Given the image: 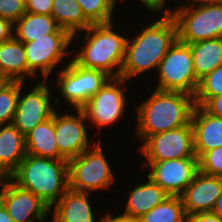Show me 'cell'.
<instances>
[{
	"instance_id": "obj_1",
	"label": "cell",
	"mask_w": 222,
	"mask_h": 222,
	"mask_svg": "<svg viewBox=\"0 0 222 222\" xmlns=\"http://www.w3.org/2000/svg\"><path fill=\"white\" fill-rule=\"evenodd\" d=\"M161 17L146 26L137 37L132 40L127 38L121 78L129 81L148 70L158 68L162 58L178 39L174 17Z\"/></svg>"
},
{
	"instance_id": "obj_2",
	"label": "cell",
	"mask_w": 222,
	"mask_h": 222,
	"mask_svg": "<svg viewBox=\"0 0 222 222\" xmlns=\"http://www.w3.org/2000/svg\"><path fill=\"white\" fill-rule=\"evenodd\" d=\"M194 107L192 95L155 89L136 109V136L145 140L148 136L185 126L191 122Z\"/></svg>"
},
{
	"instance_id": "obj_3",
	"label": "cell",
	"mask_w": 222,
	"mask_h": 222,
	"mask_svg": "<svg viewBox=\"0 0 222 222\" xmlns=\"http://www.w3.org/2000/svg\"><path fill=\"white\" fill-rule=\"evenodd\" d=\"M9 179L51 209L69 189L68 161L26 155Z\"/></svg>"
},
{
	"instance_id": "obj_4",
	"label": "cell",
	"mask_w": 222,
	"mask_h": 222,
	"mask_svg": "<svg viewBox=\"0 0 222 222\" xmlns=\"http://www.w3.org/2000/svg\"><path fill=\"white\" fill-rule=\"evenodd\" d=\"M112 26L111 22L90 25L85 30L84 47L72 60L79 66L103 71L111 78L120 77L127 38L112 31ZM115 67L118 69L114 72Z\"/></svg>"
},
{
	"instance_id": "obj_5",
	"label": "cell",
	"mask_w": 222,
	"mask_h": 222,
	"mask_svg": "<svg viewBox=\"0 0 222 222\" xmlns=\"http://www.w3.org/2000/svg\"><path fill=\"white\" fill-rule=\"evenodd\" d=\"M162 16L174 17L178 40L182 43L222 38V3L174 10L167 8Z\"/></svg>"
},
{
	"instance_id": "obj_6",
	"label": "cell",
	"mask_w": 222,
	"mask_h": 222,
	"mask_svg": "<svg viewBox=\"0 0 222 222\" xmlns=\"http://www.w3.org/2000/svg\"><path fill=\"white\" fill-rule=\"evenodd\" d=\"M100 141L68 161L69 189L90 193L108 189L114 181V174L102 151Z\"/></svg>"
},
{
	"instance_id": "obj_7",
	"label": "cell",
	"mask_w": 222,
	"mask_h": 222,
	"mask_svg": "<svg viewBox=\"0 0 222 222\" xmlns=\"http://www.w3.org/2000/svg\"><path fill=\"white\" fill-rule=\"evenodd\" d=\"M157 69L160 75L157 90L195 95L199 80L195 75L189 44L177 39L162 58Z\"/></svg>"
},
{
	"instance_id": "obj_8",
	"label": "cell",
	"mask_w": 222,
	"mask_h": 222,
	"mask_svg": "<svg viewBox=\"0 0 222 222\" xmlns=\"http://www.w3.org/2000/svg\"><path fill=\"white\" fill-rule=\"evenodd\" d=\"M60 72V94L75 109H81L111 78L103 71L79 66L72 58Z\"/></svg>"
},
{
	"instance_id": "obj_9",
	"label": "cell",
	"mask_w": 222,
	"mask_h": 222,
	"mask_svg": "<svg viewBox=\"0 0 222 222\" xmlns=\"http://www.w3.org/2000/svg\"><path fill=\"white\" fill-rule=\"evenodd\" d=\"M143 142L139 150L146 156L147 162L197 158L191 122L170 131L148 136Z\"/></svg>"
},
{
	"instance_id": "obj_10",
	"label": "cell",
	"mask_w": 222,
	"mask_h": 222,
	"mask_svg": "<svg viewBox=\"0 0 222 222\" xmlns=\"http://www.w3.org/2000/svg\"><path fill=\"white\" fill-rule=\"evenodd\" d=\"M126 80L121 77L110 78L105 85L80 109L86 120L90 119L100 129L120 120L127 103L120 88Z\"/></svg>"
},
{
	"instance_id": "obj_11",
	"label": "cell",
	"mask_w": 222,
	"mask_h": 222,
	"mask_svg": "<svg viewBox=\"0 0 222 222\" xmlns=\"http://www.w3.org/2000/svg\"><path fill=\"white\" fill-rule=\"evenodd\" d=\"M71 41L72 36L69 33H53L23 43L28 64V75L36 78L37 70L41 69V75L45 81L55 65L68 54L66 49Z\"/></svg>"
},
{
	"instance_id": "obj_12",
	"label": "cell",
	"mask_w": 222,
	"mask_h": 222,
	"mask_svg": "<svg viewBox=\"0 0 222 222\" xmlns=\"http://www.w3.org/2000/svg\"><path fill=\"white\" fill-rule=\"evenodd\" d=\"M23 84L20 81L18 104L12 124L25 136L36 125L50 119L56 109L51 106L52 95L45 82L39 81L37 87L21 97Z\"/></svg>"
},
{
	"instance_id": "obj_13",
	"label": "cell",
	"mask_w": 222,
	"mask_h": 222,
	"mask_svg": "<svg viewBox=\"0 0 222 222\" xmlns=\"http://www.w3.org/2000/svg\"><path fill=\"white\" fill-rule=\"evenodd\" d=\"M142 163L148 166L149 177L170 196H181L199 171L198 158H183Z\"/></svg>"
},
{
	"instance_id": "obj_14",
	"label": "cell",
	"mask_w": 222,
	"mask_h": 222,
	"mask_svg": "<svg viewBox=\"0 0 222 222\" xmlns=\"http://www.w3.org/2000/svg\"><path fill=\"white\" fill-rule=\"evenodd\" d=\"M0 202L14 222H42L51 210L38 196L9 178L0 179Z\"/></svg>"
},
{
	"instance_id": "obj_15",
	"label": "cell",
	"mask_w": 222,
	"mask_h": 222,
	"mask_svg": "<svg viewBox=\"0 0 222 222\" xmlns=\"http://www.w3.org/2000/svg\"><path fill=\"white\" fill-rule=\"evenodd\" d=\"M77 115L70 112L59 116L54 112L55 139L59 154L67 161L75 158L83 151L87 150L89 145L87 132L84 125L86 119L80 109H75Z\"/></svg>"
},
{
	"instance_id": "obj_16",
	"label": "cell",
	"mask_w": 222,
	"mask_h": 222,
	"mask_svg": "<svg viewBox=\"0 0 222 222\" xmlns=\"http://www.w3.org/2000/svg\"><path fill=\"white\" fill-rule=\"evenodd\" d=\"M221 188V177L207 175L198 171L193 181L180 196L185 213L212 212Z\"/></svg>"
},
{
	"instance_id": "obj_17",
	"label": "cell",
	"mask_w": 222,
	"mask_h": 222,
	"mask_svg": "<svg viewBox=\"0 0 222 222\" xmlns=\"http://www.w3.org/2000/svg\"><path fill=\"white\" fill-rule=\"evenodd\" d=\"M191 125L194 152L198 159L206 151L222 147V118L212 116L201 106L195 105Z\"/></svg>"
},
{
	"instance_id": "obj_18",
	"label": "cell",
	"mask_w": 222,
	"mask_h": 222,
	"mask_svg": "<svg viewBox=\"0 0 222 222\" xmlns=\"http://www.w3.org/2000/svg\"><path fill=\"white\" fill-rule=\"evenodd\" d=\"M26 155L25 136L13 124L0 126V179L9 178Z\"/></svg>"
},
{
	"instance_id": "obj_19",
	"label": "cell",
	"mask_w": 222,
	"mask_h": 222,
	"mask_svg": "<svg viewBox=\"0 0 222 222\" xmlns=\"http://www.w3.org/2000/svg\"><path fill=\"white\" fill-rule=\"evenodd\" d=\"M88 192H77L68 189L52 207V222H94V214L88 200Z\"/></svg>"
},
{
	"instance_id": "obj_20",
	"label": "cell",
	"mask_w": 222,
	"mask_h": 222,
	"mask_svg": "<svg viewBox=\"0 0 222 222\" xmlns=\"http://www.w3.org/2000/svg\"><path fill=\"white\" fill-rule=\"evenodd\" d=\"M0 76L7 81H21L28 76L23 42L12 36L0 44Z\"/></svg>"
},
{
	"instance_id": "obj_21",
	"label": "cell",
	"mask_w": 222,
	"mask_h": 222,
	"mask_svg": "<svg viewBox=\"0 0 222 222\" xmlns=\"http://www.w3.org/2000/svg\"><path fill=\"white\" fill-rule=\"evenodd\" d=\"M53 33L68 32L61 29L51 15L25 12V14L13 24V36L23 43L34 41L36 38L45 37V35Z\"/></svg>"
},
{
	"instance_id": "obj_22",
	"label": "cell",
	"mask_w": 222,
	"mask_h": 222,
	"mask_svg": "<svg viewBox=\"0 0 222 222\" xmlns=\"http://www.w3.org/2000/svg\"><path fill=\"white\" fill-rule=\"evenodd\" d=\"M147 178L145 183L131 191L124 215L139 219L170 196L158 184Z\"/></svg>"
},
{
	"instance_id": "obj_23",
	"label": "cell",
	"mask_w": 222,
	"mask_h": 222,
	"mask_svg": "<svg viewBox=\"0 0 222 222\" xmlns=\"http://www.w3.org/2000/svg\"><path fill=\"white\" fill-rule=\"evenodd\" d=\"M27 155L36 157L64 159L58 151L55 139L54 114L53 116L36 125L25 135Z\"/></svg>"
},
{
	"instance_id": "obj_24",
	"label": "cell",
	"mask_w": 222,
	"mask_h": 222,
	"mask_svg": "<svg viewBox=\"0 0 222 222\" xmlns=\"http://www.w3.org/2000/svg\"><path fill=\"white\" fill-rule=\"evenodd\" d=\"M189 45L198 80L222 65V38L208 39Z\"/></svg>"
},
{
	"instance_id": "obj_25",
	"label": "cell",
	"mask_w": 222,
	"mask_h": 222,
	"mask_svg": "<svg viewBox=\"0 0 222 222\" xmlns=\"http://www.w3.org/2000/svg\"><path fill=\"white\" fill-rule=\"evenodd\" d=\"M51 16L72 36V40L78 31H85L92 25L76 0H53Z\"/></svg>"
},
{
	"instance_id": "obj_26",
	"label": "cell",
	"mask_w": 222,
	"mask_h": 222,
	"mask_svg": "<svg viewBox=\"0 0 222 222\" xmlns=\"http://www.w3.org/2000/svg\"><path fill=\"white\" fill-rule=\"evenodd\" d=\"M186 213L180 196H169L139 218L140 222H185Z\"/></svg>"
},
{
	"instance_id": "obj_27",
	"label": "cell",
	"mask_w": 222,
	"mask_h": 222,
	"mask_svg": "<svg viewBox=\"0 0 222 222\" xmlns=\"http://www.w3.org/2000/svg\"><path fill=\"white\" fill-rule=\"evenodd\" d=\"M20 93V81H7L0 88V126L12 124Z\"/></svg>"
},
{
	"instance_id": "obj_28",
	"label": "cell",
	"mask_w": 222,
	"mask_h": 222,
	"mask_svg": "<svg viewBox=\"0 0 222 222\" xmlns=\"http://www.w3.org/2000/svg\"><path fill=\"white\" fill-rule=\"evenodd\" d=\"M92 24L112 22L116 0H76Z\"/></svg>"
},
{
	"instance_id": "obj_29",
	"label": "cell",
	"mask_w": 222,
	"mask_h": 222,
	"mask_svg": "<svg viewBox=\"0 0 222 222\" xmlns=\"http://www.w3.org/2000/svg\"><path fill=\"white\" fill-rule=\"evenodd\" d=\"M222 95V65L199 80L194 95L195 105L202 106L209 98Z\"/></svg>"
},
{
	"instance_id": "obj_30",
	"label": "cell",
	"mask_w": 222,
	"mask_h": 222,
	"mask_svg": "<svg viewBox=\"0 0 222 222\" xmlns=\"http://www.w3.org/2000/svg\"><path fill=\"white\" fill-rule=\"evenodd\" d=\"M199 171L222 178V147L206 151L198 159Z\"/></svg>"
},
{
	"instance_id": "obj_31",
	"label": "cell",
	"mask_w": 222,
	"mask_h": 222,
	"mask_svg": "<svg viewBox=\"0 0 222 222\" xmlns=\"http://www.w3.org/2000/svg\"><path fill=\"white\" fill-rule=\"evenodd\" d=\"M25 14V2L22 0H0V17L14 24Z\"/></svg>"
},
{
	"instance_id": "obj_32",
	"label": "cell",
	"mask_w": 222,
	"mask_h": 222,
	"mask_svg": "<svg viewBox=\"0 0 222 222\" xmlns=\"http://www.w3.org/2000/svg\"><path fill=\"white\" fill-rule=\"evenodd\" d=\"M53 0H27L25 3V12L33 14H52Z\"/></svg>"
},
{
	"instance_id": "obj_33",
	"label": "cell",
	"mask_w": 222,
	"mask_h": 222,
	"mask_svg": "<svg viewBox=\"0 0 222 222\" xmlns=\"http://www.w3.org/2000/svg\"><path fill=\"white\" fill-rule=\"evenodd\" d=\"M201 107L210 115L222 118V95L209 98Z\"/></svg>"
},
{
	"instance_id": "obj_34",
	"label": "cell",
	"mask_w": 222,
	"mask_h": 222,
	"mask_svg": "<svg viewBox=\"0 0 222 222\" xmlns=\"http://www.w3.org/2000/svg\"><path fill=\"white\" fill-rule=\"evenodd\" d=\"M185 222H222V218L213 212L186 214Z\"/></svg>"
},
{
	"instance_id": "obj_35",
	"label": "cell",
	"mask_w": 222,
	"mask_h": 222,
	"mask_svg": "<svg viewBox=\"0 0 222 222\" xmlns=\"http://www.w3.org/2000/svg\"><path fill=\"white\" fill-rule=\"evenodd\" d=\"M13 36V24L0 17V44L9 40Z\"/></svg>"
},
{
	"instance_id": "obj_36",
	"label": "cell",
	"mask_w": 222,
	"mask_h": 222,
	"mask_svg": "<svg viewBox=\"0 0 222 222\" xmlns=\"http://www.w3.org/2000/svg\"><path fill=\"white\" fill-rule=\"evenodd\" d=\"M100 222H135V218L120 214L118 216H112L110 213L104 214Z\"/></svg>"
},
{
	"instance_id": "obj_37",
	"label": "cell",
	"mask_w": 222,
	"mask_h": 222,
	"mask_svg": "<svg viewBox=\"0 0 222 222\" xmlns=\"http://www.w3.org/2000/svg\"><path fill=\"white\" fill-rule=\"evenodd\" d=\"M149 10L159 11L165 5V0H139Z\"/></svg>"
},
{
	"instance_id": "obj_38",
	"label": "cell",
	"mask_w": 222,
	"mask_h": 222,
	"mask_svg": "<svg viewBox=\"0 0 222 222\" xmlns=\"http://www.w3.org/2000/svg\"><path fill=\"white\" fill-rule=\"evenodd\" d=\"M189 1H192V3H190L189 5L186 4L185 6L182 5L181 7H176V8L182 9L186 7H196V4L197 6H207V5H216L222 3V0H189Z\"/></svg>"
},
{
	"instance_id": "obj_39",
	"label": "cell",
	"mask_w": 222,
	"mask_h": 222,
	"mask_svg": "<svg viewBox=\"0 0 222 222\" xmlns=\"http://www.w3.org/2000/svg\"><path fill=\"white\" fill-rule=\"evenodd\" d=\"M212 212L222 218V188H221L220 195L218 196V198L214 204Z\"/></svg>"
},
{
	"instance_id": "obj_40",
	"label": "cell",
	"mask_w": 222,
	"mask_h": 222,
	"mask_svg": "<svg viewBox=\"0 0 222 222\" xmlns=\"http://www.w3.org/2000/svg\"><path fill=\"white\" fill-rule=\"evenodd\" d=\"M0 222H14L12 218L8 215L5 207L0 202Z\"/></svg>"
},
{
	"instance_id": "obj_41",
	"label": "cell",
	"mask_w": 222,
	"mask_h": 222,
	"mask_svg": "<svg viewBox=\"0 0 222 222\" xmlns=\"http://www.w3.org/2000/svg\"><path fill=\"white\" fill-rule=\"evenodd\" d=\"M7 82V80L5 78H2L0 76V88Z\"/></svg>"
}]
</instances>
